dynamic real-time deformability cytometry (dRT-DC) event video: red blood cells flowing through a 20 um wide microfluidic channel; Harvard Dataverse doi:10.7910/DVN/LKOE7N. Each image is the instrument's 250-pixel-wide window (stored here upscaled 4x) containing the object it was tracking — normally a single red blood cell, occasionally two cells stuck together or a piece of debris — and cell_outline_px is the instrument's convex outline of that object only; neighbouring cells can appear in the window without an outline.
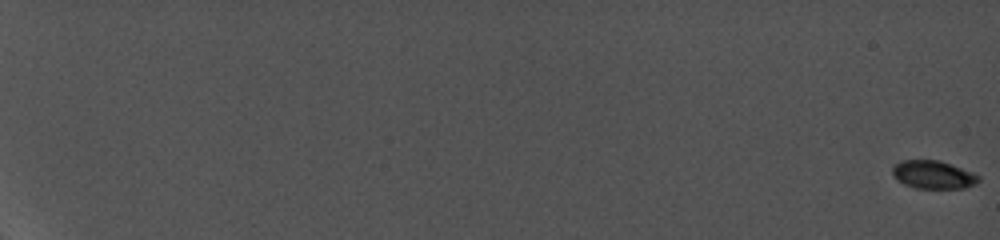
{"species": "common noctule bat (a hibernating species)", "species_latin": "Nyctalus noctula", "temperature_condition": "cold", "stored_images_in_passage": 45, "camera_frame_rate_fps": 5000, "um_per_image_px": 0.085, "animal": {"sex": "female", "body_mass_g": 19.0, "forearm_length_mm": 56.7}, "frame": {"image": 1, "passage_image": 1, "time_ms": 0.0, "image_size_px": [1000, 240], "cell_outline_px": [[980, 180], [972, 184], [960, 188], [916, 188], [904, 184], [892, 172], [892, 164], [900, 160], [940, 160], [976, 172], [980, 176]], "centroid_in_image_um": [79.34, 14.82], "position_along_channel_um": 5.7, "area_um2": 14.16}}
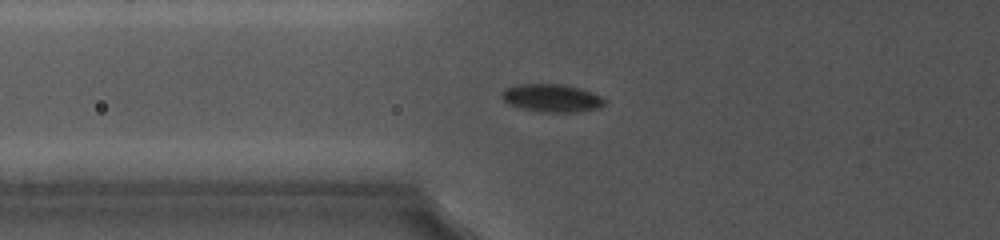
{"frame": {"image": 2, "passage_image": 25, "time_ms": 9.4, "image_size_px": [1000, 240], "cell_outline_px": [[608, 100], [600, 108], [576, 112], [544, 112], [524, 108], [508, 104], [500, 96], [500, 92], [504, 88], [516, 84], [564, 84], [584, 88]], "centroid_in_image_um": [46.92, 8.31], "position_along_channel_um": 78.9, "area_um2": 16.99}}
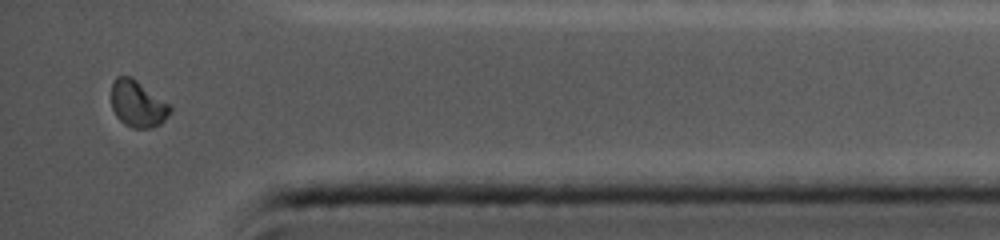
{"frame": {"image": 3, "passage_image": 45, "time_ms": 18.6, "image_size_px": [1000, 240], "cell_outline_px": [[172, 108], [168, 116], [160, 124], [152, 128], [132, 128], [124, 124], [116, 116], [112, 108], [112, 84], [116, 76], [132, 76], [168, 104]], "centroid_in_image_um": [11.68, 8.83], "position_along_channel_um": 423.5, "area_um2": 15.84}, "authors_computed_cell_mechanics": {"area_um2": 15.895, "velocity_mm_per_s": 3.8106, "shape_relaxation_time_tau1_ms": 3.4852, "shape_relaxation_time_tau2_ms": null, "deformation_change_tau1": 0.0843, "deformation_change_tau2": null}}